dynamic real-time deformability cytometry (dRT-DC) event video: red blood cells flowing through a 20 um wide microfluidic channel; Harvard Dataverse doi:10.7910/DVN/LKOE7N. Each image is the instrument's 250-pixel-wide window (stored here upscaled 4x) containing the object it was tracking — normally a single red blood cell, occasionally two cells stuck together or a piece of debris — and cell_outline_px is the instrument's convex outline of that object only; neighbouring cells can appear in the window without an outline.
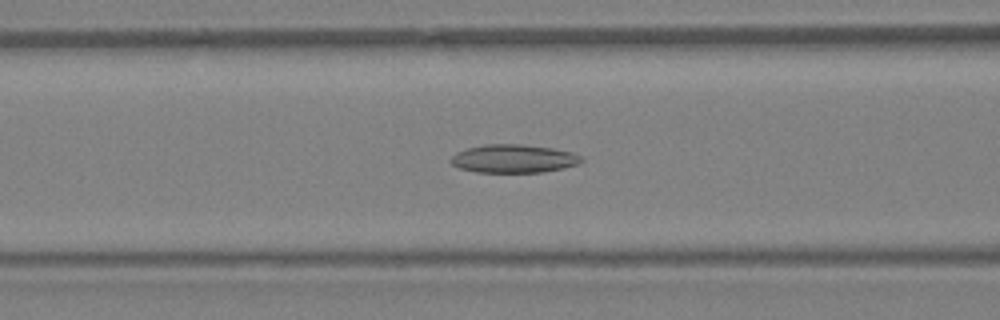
{"species": "Egyptian fruit bat (a non-hibernating species)", "species_latin": "Rousettus aegyptiacus", "temperature_condition": "warm", "stored_images_in_passage": 34, "camera_frame_rate_fps": 3000, "um_per_image_px": 0.085, "animal": {"sex": "female"}, "frame": {"image": 1, "passage_image": 9, "time_ms": 2.667, "image_size_px": [1000, 320], "cell_outline_px": [[584, 160], [580, 164], [564, 168], [540, 172], [476, 172], [460, 168], [452, 164], [448, 160], [456, 152], [468, 148], [484, 144], [520, 144], [552, 148], [572, 152], [580, 156]], "centroid_in_image_um": [43.66, 13.48], "position_along_channel_um": 122.9, "area_um2": 21.56}}
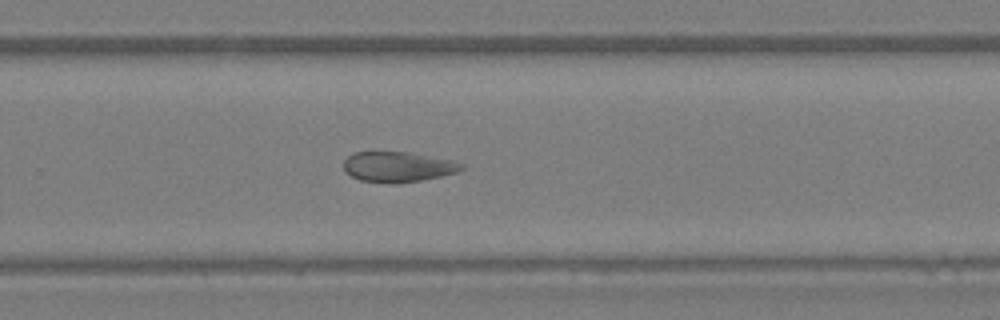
{"frame": {"image": 2, "passage_image": 20, "time_ms": 6.333, "image_size_px": [1000, 320], "cell_outline_px": [[464, 168], [456, 172], [440, 176], [420, 180], [396, 184], [392, 184], [360, 180], [344, 172], [344, 160], [352, 152], [408, 152], [452, 160], [464, 164]], "centroid_in_image_um": [33.79, 14.18], "position_along_channel_um": 296.0, "area_um2": 20.81}}
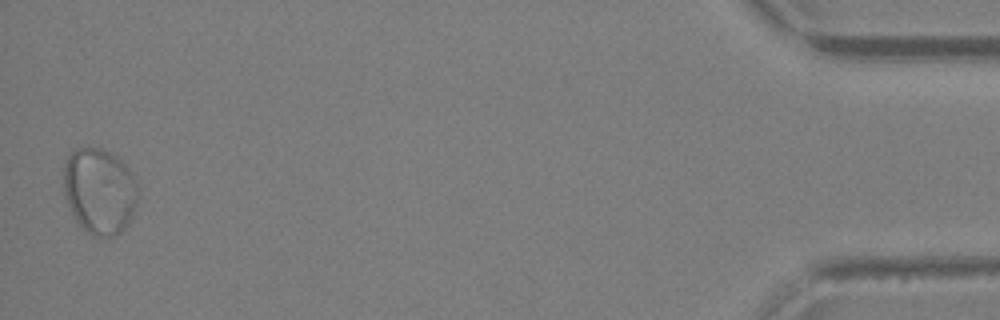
{"frame": {"image": 3, "passage_image": 34, "time_ms": 11.0, "image_size_px": [1000, 320], "cell_outline_px": [[140, 192], [132, 216], [128, 224], [120, 232], [112, 236], [96, 236], [88, 232], [76, 220], [64, 196], [64, 160], [76, 148], [100, 148], [116, 156], [132, 172], [136, 180]], "centroid_in_image_um": [8.48, 16.22], "position_along_channel_um": 426.7, "area_um2": 37.28}, "authors_computed_cell_mechanics": {"area_um2": 23.2645, "velocity_mm_per_s": 4.7341, "shape_relaxation_time_tau1_ms": null, "shape_relaxation_time_tau2_ms": 3.1317, "deformation_change_tau1": null, "deformation_change_tau2": 0.0826}}